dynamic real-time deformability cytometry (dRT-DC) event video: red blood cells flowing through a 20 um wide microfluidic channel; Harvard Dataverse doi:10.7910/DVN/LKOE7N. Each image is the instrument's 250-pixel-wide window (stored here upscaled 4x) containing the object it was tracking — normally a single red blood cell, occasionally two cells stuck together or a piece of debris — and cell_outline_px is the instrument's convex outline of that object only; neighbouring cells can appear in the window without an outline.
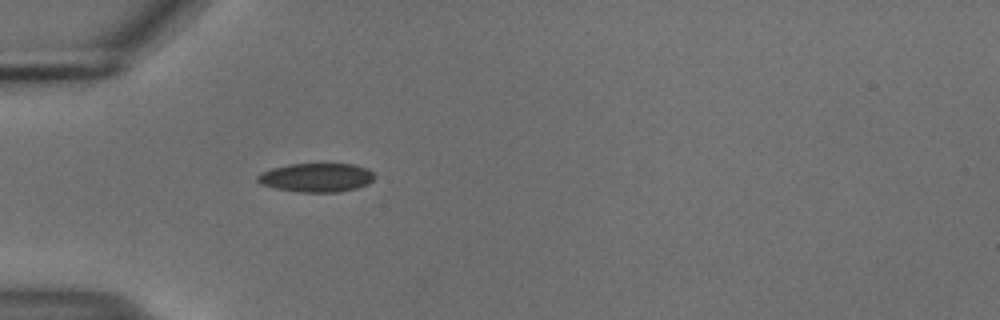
{"species": "common noctule bat (a hibernating species)", "species_latin": "Nyctalus noctula", "temperature_condition": "cold", "stored_images_in_passage": 38, "camera_frame_rate_fps": 3000, "um_per_image_px": 0.085, "animal": {"sex": "male", "body_mass_g": 18.8}, "frame": {"image": 1, "passage_image": 1, "time_ms": 0.0, "image_size_px": [1000, 320], "cell_outline_px": [[376, 176], [368, 184], [356, 188], [336, 192], [300, 192], [276, 188], [260, 184], [256, 180], [256, 176], [260, 172], [272, 168], [288, 164], [352, 164], [368, 168]], "centroid_in_image_um": [26.88, 15.08], "position_along_channel_um": 58.1, "area_um2": 19.71}}
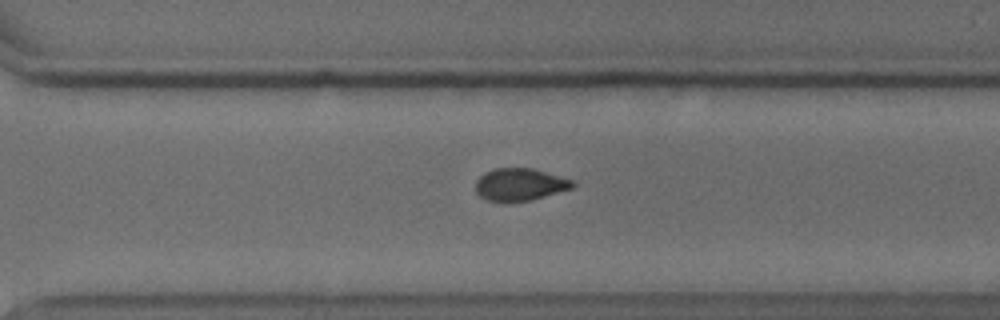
{"frame": {"image": 2, "passage_image": 23, "time_ms": 7.333, "image_size_px": [1000, 320], "cell_outline_px": [[576, 184], [572, 188], [532, 200], [508, 204], [504, 204], [488, 200], [480, 196], [476, 192], [476, 180], [480, 176], [496, 168], [532, 168], [572, 180]], "centroid_in_image_um": [44.17, 15.72], "position_along_channel_um": 326.4, "area_um2": 18.5}}
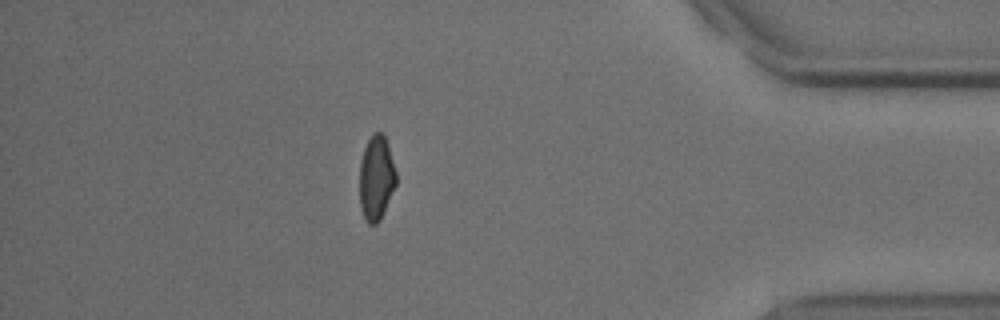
{"frame": {"image": 3, "passage_image": 32, "time_ms": 10.333, "image_size_px": [1000, 320], "cell_outline_px": [[396, 184], [380, 220], [376, 224], [368, 224], [360, 208], [360, 160], [364, 148], [372, 132], [380, 132], [384, 136], [388, 144], [396, 172]], "centroid_in_image_um": [31.98, 15.11], "position_along_channel_um": 403.2, "area_um2": 17.98}, "authors_computed_cell_mechanics": {"area_um2": 18.9584, "velocity_mm_per_s": 3.7493, "shape_relaxation_time_tau1_ms": 5.4461, "shape_relaxation_time_tau2_ms": 3.4659, "deformation_change_tau1": 0.1206, "deformation_change_tau2": 0.0581}}